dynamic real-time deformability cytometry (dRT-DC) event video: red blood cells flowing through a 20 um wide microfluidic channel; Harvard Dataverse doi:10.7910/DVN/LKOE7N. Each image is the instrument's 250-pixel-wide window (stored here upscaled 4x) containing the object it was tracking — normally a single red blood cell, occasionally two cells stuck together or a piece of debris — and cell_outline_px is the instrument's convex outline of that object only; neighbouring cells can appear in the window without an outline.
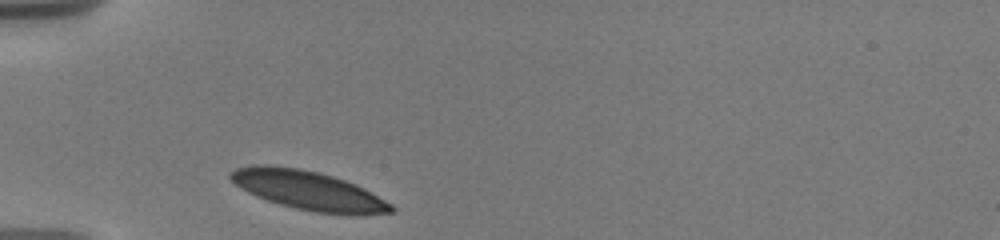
{"species": "human", "species_latin": "Homo sapiens", "temperature_condition": "warm", "stored_images_in_passage": 8, "camera_frame_rate_fps": 3000, "um_per_image_px": 0.085, "donor": {"sex": "male"}, "frame": {"image": 1, "passage_image": 1, "time_ms": 0.0, "image_size_px": [1000, 240], "cell_outline_px": [[396, 208], [392, 212], [360, 216], [348, 216], [316, 212], [296, 208], [280, 204], [256, 196], [240, 188], [228, 176], [236, 168], [252, 164], [268, 164], [300, 168], [320, 172], [356, 184], [364, 188], [392, 204]], "centroid_in_image_um": [26.25, 16.19], "position_along_channel_um": 58.8, "area_um2": 36.88}}
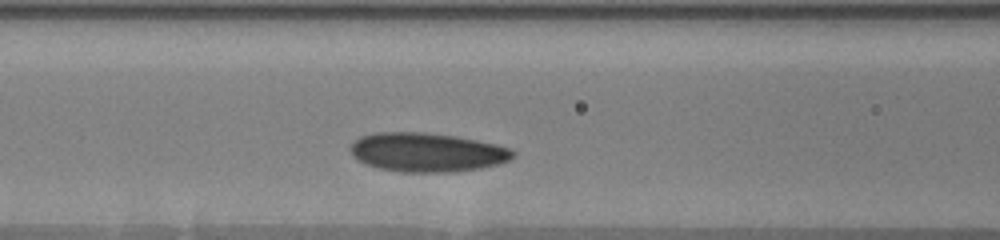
{"frame": {"image": 2, "passage_image": 6, "time_ms": 2.333, "image_size_px": [1000, 240], "cell_outline_px": [[516, 152], [508, 160], [496, 164], [480, 168], [448, 172], [404, 172], [376, 168], [364, 164], [356, 160], [352, 156], [352, 144], [360, 136], [376, 132], [424, 132], [456, 136], [476, 140], [512, 148]], "centroid_in_image_um": [36.26, 12.94], "position_along_channel_um": 130.3, "area_um2": 36.88}}
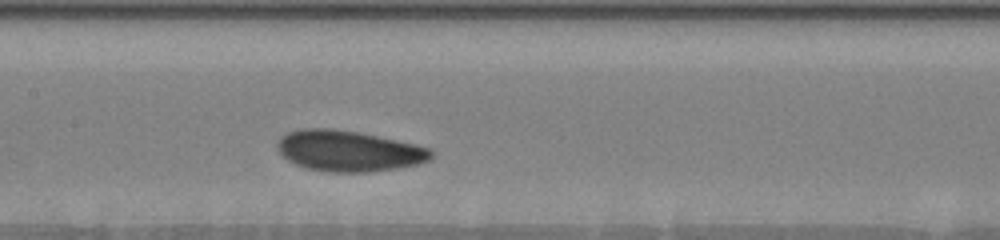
{"frame": {"image": 3, "passage_image": 8, "time_ms": 3.667, "image_size_px": [1000, 240], "cell_outline_px": [[432, 156], [428, 160], [420, 164], [372, 172], [328, 172], [308, 168], [296, 164], [288, 160], [280, 152], [276, 144], [280, 136], [288, 132], [304, 128], [328, 128], [356, 132], [376, 136], [412, 144], [428, 148], [432, 152]], "centroid_in_image_um": [29.6, 12.84], "position_along_channel_um": 177.8, "area_um2": 36.18}}